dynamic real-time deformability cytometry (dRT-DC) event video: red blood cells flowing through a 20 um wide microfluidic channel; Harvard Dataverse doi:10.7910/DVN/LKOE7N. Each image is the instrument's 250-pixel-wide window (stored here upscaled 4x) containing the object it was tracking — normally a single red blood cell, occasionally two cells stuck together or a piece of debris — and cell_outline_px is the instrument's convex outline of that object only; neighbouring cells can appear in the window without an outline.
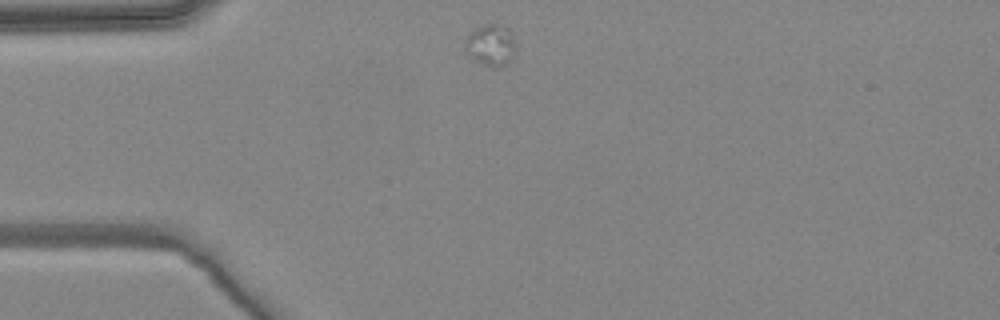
{"species": "common noctule bat (a hibernating species)", "species_latin": "Nyctalus noctula", "temperature_condition": "warm", "stored_images_in_passage": 3, "camera_frame_rate_fps": 3000, "um_per_image_px": 0.085, "animal": {"sex": "female", "body_mass_g": 24.6, "forearm_length_mm": 56.2}, "frame": {"image": 1, "passage_image": 1, "time_ms": 0.0, "image_size_px": [1000, 320], "cell_outline_px": [[516, 52], [500, 68], [496, 68], [484, 64], [472, 56], [464, 44], [468, 36], [476, 28], [488, 24], [500, 24], [508, 28], [516, 40]], "centroid_in_image_um": [41.79, 3.81], "position_along_channel_um": 43.2, "area_um2": 11.91}}